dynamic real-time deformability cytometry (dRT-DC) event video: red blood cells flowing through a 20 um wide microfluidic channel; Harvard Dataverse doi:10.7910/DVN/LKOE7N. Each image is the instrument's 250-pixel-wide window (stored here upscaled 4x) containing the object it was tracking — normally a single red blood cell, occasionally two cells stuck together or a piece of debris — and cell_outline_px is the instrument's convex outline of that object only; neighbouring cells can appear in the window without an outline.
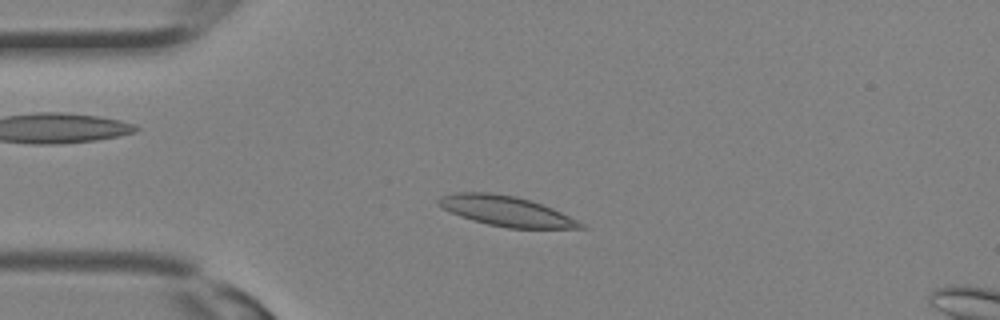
{"species": "Egyptian fruit bat (a non-hibernating species)", "species_latin": "Rousettus aegyptiacus", "temperature_condition": "room temperature", "stored_images_in_passage": 31, "camera_frame_rate_fps": 3000, "um_per_image_px": 0.085, "animal": {"sex": "female"}, "frame": {"image": 1, "passage_image": 7, "time_ms": 2.0, "image_size_px": [1000, 320], "cell_outline_px": [[588, 228], [508, 228], [488, 224], [472, 220], [460, 216], [440, 208], [436, 204], [436, 200], [440, 196], [456, 192], [488, 192], [516, 196], [552, 208], [584, 224]], "centroid_in_image_um": [42.94, 17.93], "position_along_channel_um": 42.1, "area_um2": 24.8}}
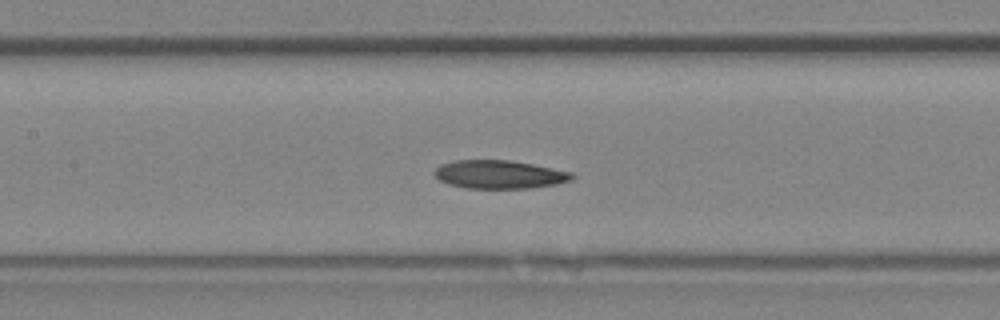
{"frame": {"image": 2, "passage_image": 14, "time_ms": 4.333, "image_size_px": [1000, 320], "cell_outline_px": [[576, 176], [572, 180], [556, 184], [528, 188], [468, 188], [448, 184], [440, 180], [432, 172], [440, 164], [456, 160], [512, 160], [572, 172]], "centroid_in_image_um": [42.45, 14.82], "position_along_channel_um": 165.0, "area_um2": 22.72}}
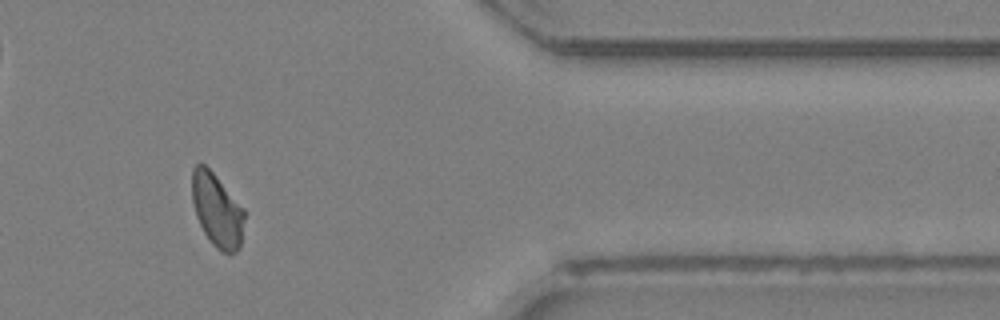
{"frame": {"image": 3, "passage_image": 26, "time_ms": 8.333, "image_size_px": [1000, 320], "cell_outline_px": [[244, 220], [240, 244], [236, 252], [224, 252], [216, 248], [212, 244], [204, 232], [196, 216], [192, 200], [192, 168], [196, 164], [204, 164], [216, 176], [244, 208]], "centroid_in_image_um": [18.43, 17.85], "position_along_channel_um": 393.0, "area_um2": 22.14}}